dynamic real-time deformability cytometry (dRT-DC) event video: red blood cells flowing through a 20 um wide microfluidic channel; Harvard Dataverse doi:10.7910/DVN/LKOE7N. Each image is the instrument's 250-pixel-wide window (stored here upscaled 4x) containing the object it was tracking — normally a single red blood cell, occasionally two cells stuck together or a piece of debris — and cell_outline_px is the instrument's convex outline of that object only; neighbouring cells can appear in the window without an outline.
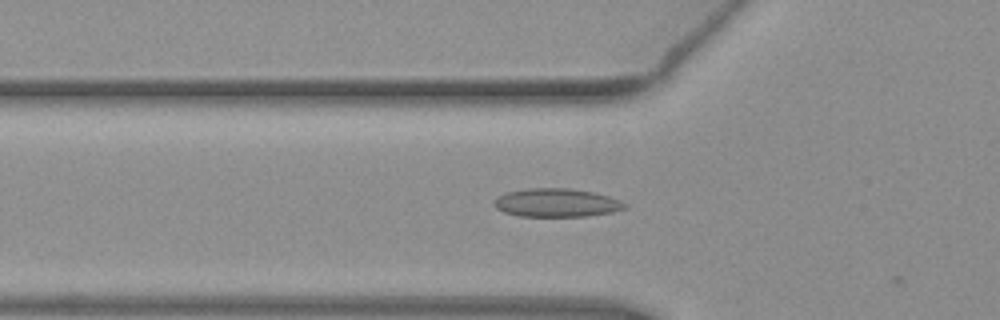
{"species": "common noctule bat (a hibernating species)", "species_latin": "Nyctalus noctula", "temperature_condition": "warm", "stored_images_in_passage": 32, "camera_frame_rate_fps": 3000, "um_per_image_px": 0.085, "animal": {"sex": "female", "body_mass_g": 19.3, "forearm_length_mm": 54.1}, "frame": {"image": 1, "passage_image": 7, "time_ms": 2.0, "image_size_px": [1000, 320], "cell_outline_px": [[628, 208], [612, 212], [588, 216], [520, 216], [504, 212], [496, 208], [492, 204], [492, 200], [508, 192], [524, 188], [568, 188], [596, 192], [620, 200], [628, 204]], "centroid_in_image_um": [47.33, 17.23], "position_along_channel_um": 78.5, "area_um2": 21.85}}
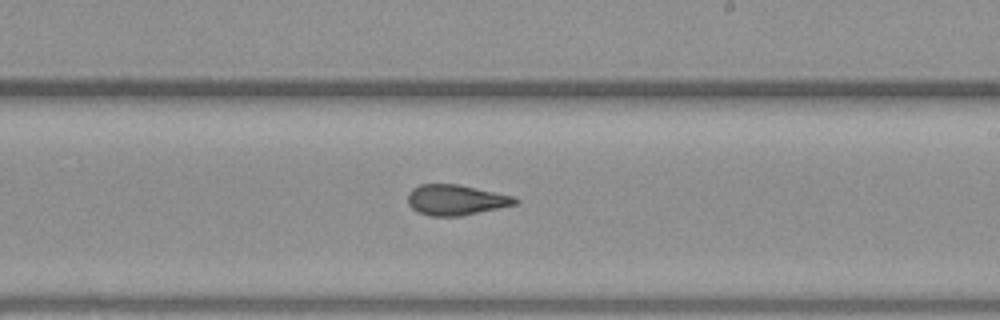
{"frame": {"image": 2, "passage_image": 20, "time_ms": 6.333, "image_size_px": [1000, 320], "cell_outline_px": [[520, 200], [516, 204], [460, 216], [428, 216], [412, 208], [408, 204], [408, 192], [412, 188], [420, 184], [456, 184], [516, 196]], "centroid_in_image_um": [38.74, 16.99], "position_along_channel_um": 250.3, "area_um2": 19.02}}
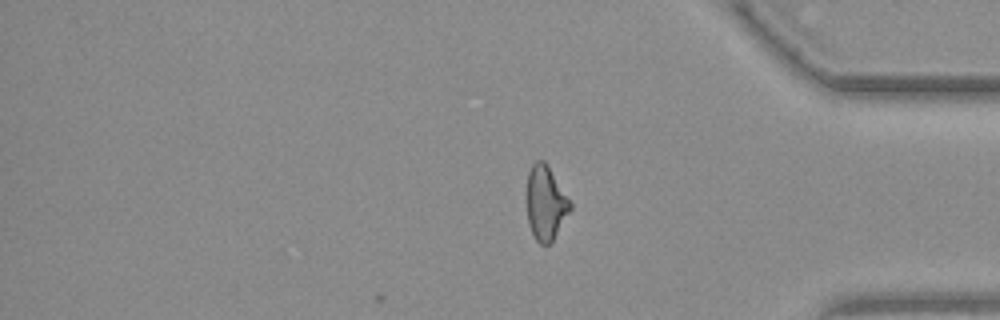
{"frame": {"image": 3, "passage_image": 32, "time_ms": 10.333, "image_size_px": [1000, 320], "cell_outline_px": [[572, 208], [552, 244], [540, 244], [536, 240], [528, 224], [524, 196], [528, 172], [532, 164], [536, 160], [544, 160], [548, 164], [572, 204]], "centroid_in_image_um": [46.35, 17.25], "position_along_channel_um": 388.9, "area_um2": 19.59}, "authors_computed_cell_mechanics": {"area_um2": 19.5364, "velocity_mm_per_s": 3.9489, "shape_relaxation_time_tau1_ms": null, "shape_relaxation_time_tau2_ms": 2.0489, "deformation_change_tau1": null, "deformation_change_tau2": 0.083}}